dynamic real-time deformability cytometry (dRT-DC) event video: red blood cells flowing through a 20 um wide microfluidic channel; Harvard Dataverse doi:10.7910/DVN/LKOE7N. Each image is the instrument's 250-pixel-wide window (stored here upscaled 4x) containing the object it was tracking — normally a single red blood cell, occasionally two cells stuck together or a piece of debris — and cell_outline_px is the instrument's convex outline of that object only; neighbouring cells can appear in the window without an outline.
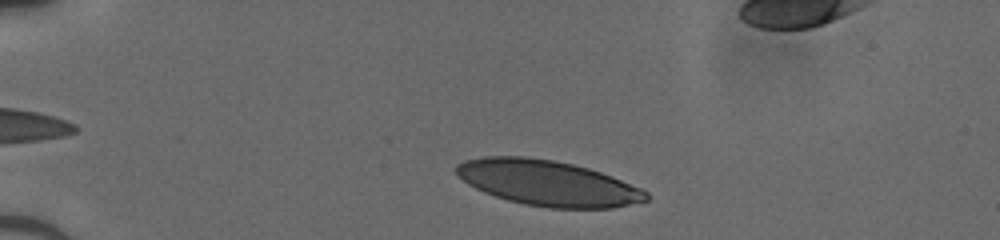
{"species": "human", "species_latin": "Homo sapiens", "temperature_condition": "cold", "stored_images_in_passage": 36, "camera_frame_rate_fps": 3000, "um_per_image_px": 0.085, "donor": {"sex": "male"}, "frame": {"image": 1, "passage_image": 2, "time_ms": 0.333, "image_size_px": [1000, 240], "cell_outline_px": [[648, 200], [612, 208], [548, 208], [524, 204], [508, 200], [484, 192], [468, 184], [456, 172], [456, 164], [464, 160], [484, 156], [528, 156], [552, 160], [572, 164], [588, 168], [612, 176], [640, 188], [648, 192]], "centroid_in_image_um": [46.55, 15.55], "position_along_channel_um": 38.5, "area_um2": 50.05}}
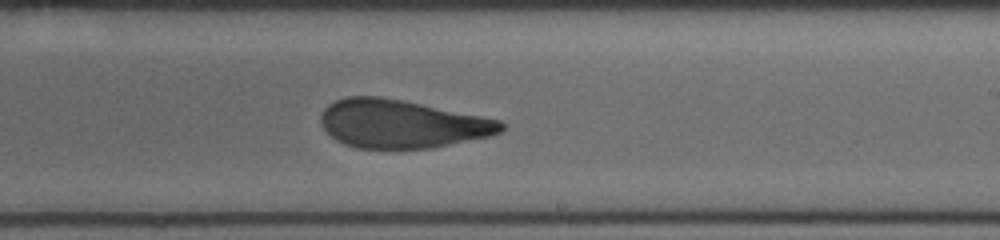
{"frame": {"image": 2, "passage_image": 22, "time_ms": 7.0, "image_size_px": [1000, 240], "cell_outline_px": [[504, 128], [500, 132], [492, 136], [432, 148], [356, 148], [344, 144], [336, 140], [324, 128], [320, 120], [320, 116], [324, 108], [328, 104], [336, 100], [348, 96], [376, 96], [400, 100], [500, 120], [504, 124]], "centroid_in_image_um": [34.12, 10.54], "position_along_channel_um": 254.9, "area_um2": 50.29}}
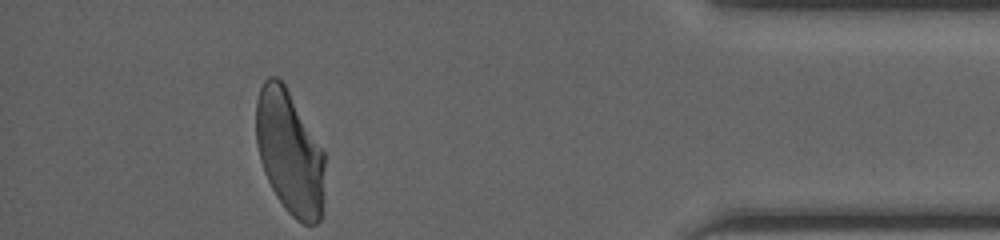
{"frame": {"image": 3, "passage_image": 36, "time_ms": 11.667, "image_size_px": [1000, 240], "cell_outline_px": [[324, 200], [320, 220], [316, 224], [304, 224], [296, 220], [284, 208], [276, 196], [264, 172], [260, 160], [256, 144], [256, 100], [260, 88], [264, 80], [268, 76], [276, 76], [284, 84], [324, 152]], "centroid_in_image_um": [24.61, 12.99], "position_along_channel_um": 410.6, "area_um2": 49.59}}